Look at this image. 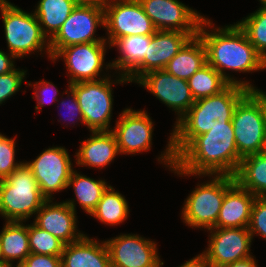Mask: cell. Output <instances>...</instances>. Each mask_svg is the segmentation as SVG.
<instances>
[{
	"label": "cell",
	"mask_w": 266,
	"mask_h": 267,
	"mask_svg": "<svg viewBox=\"0 0 266 267\" xmlns=\"http://www.w3.org/2000/svg\"><path fill=\"white\" fill-rule=\"evenodd\" d=\"M107 44L109 45L108 42H89L69 45L60 49L51 60L54 63L59 58L64 60L69 75L68 84L100 80L107 76L106 73L101 75L103 68L106 71L112 70L111 63L105 65L104 62L106 47L110 49Z\"/></svg>",
	"instance_id": "9c48e42d"
},
{
	"label": "cell",
	"mask_w": 266,
	"mask_h": 267,
	"mask_svg": "<svg viewBox=\"0 0 266 267\" xmlns=\"http://www.w3.org/2000/svg\"><path fill=\"white\" fill-rule=\"evenodd\" d=\"M111 267H162L156 242L138 234H120L105 241Z\"/></svg>",
	"instance_id": "5bb4252c"
},
{
	"label": "cell",
	"mask_w": 266,
	"mask_h": 267,
	"mask_svg": "<svg viewBox=\"0 0 266 267\" xmlns=\"http://www.w3.org/2000/svg\"><path fill=\"white\" fill-rule=\"evenodd\" d=\"M75 0H40L33 11L42 33L50 40L77 6Z\"/></svg>",
	"instance_id": "4316f807"
},
{
	"label": "cell",
	"mask_w": 266,
	"mask_h": 267,
	"mask_svg": "<svg viewBox=\"0 0 266 267\" xmlns=\"http://www.w3.org/2000/svg\"><path fill=\"white\" fill-rule=\"evenodd\" d=\"M3 262H5V261H4V258L2 256V251H1V246H0V263H3Z\"/></svg>",
	"instance_id": "f6af8a7d"
},
{
	"label": "cell",
	"mask_w": 266,
	"mask_h": 267,
	"mask_svg": "<svg viewBox=\"0 0 266 267\" xmlns=\"http://www.w3.org/2000/svg\"><path fill=\"white\" fill-rule=\"evenodd\" d=\"M236 23L266 61V7L260 6L257 11Z\"/></svg>",
	"instance_id": "4dcf8cb0"
},
{
	"label": "cell",
	"mask_w": 266,
	"mask_h": 267,
	"mask_svg": "<svg viewBox=\"0 0 266 267\" xmlns=\"http://www.w3.org/2000/svg\"><path fill=\"white\" fill-rule=\"evenodd\" d=\"M15 266L16 267H26V265L24 263H17ZM12 267H14L13 264H12Z\"/></svg>",
	"instance_id": "bcb514c9"
},
{
	"label": "cell",
	"mask_w": 266,
	"mask_h": 267,
	"mask_svg": "<svg viewBox=\"0 0 266 267\" xmlns=\"http://www.w3.org/2000/svg\"><path fill=\"white\" fill-rule=\"evenodd\" d=\"M136 83L143 86L178 115L174 125L195 102L188 81L168 73L165 69L150 71Z\"/></svg>",
	"instance_id": "9a60e30c"
},
{
	"label": "cell",
	"mask_w": 266,
	"mask_h": 267,
	"mask_svg": "<svg viewBox=\"0 0 266 267\" xmlns=\"http://www.w3.org/2000/svg\"><path fill=\"white\" fill-rule=\"evenodd\" d=\"M90 138L81 142L76 152L77 166L103 169L120 154L112 131H91Z\"/></svg>",
	"instance_id": "7402d4cb"
},
{
	"label": "cell",
	"mask_w": 266,
	"mask_h": 267,
	"mask_svg": "<svg viewBox=\"0 0 266 267\" xmlns=\"http://www.w3.org/2000/svg\"><path fill=\"white\" fill-rule=\"evenodd\" d=\"M108 186L109 184L105 180H95L80 172L78 173L77 170L74 169L67 187H73L76 199H67L65 202L76 212L75 202L77 201L82 210L91 215Z\"/></svg>",
	"instance_id": "d4e9b609"
},
{
	"label": "cell",
	"mask_w": 266,
	"mask_h": 267,
	"mask_svg": "<svg viewBox=\"0 0 266 267\" xmlns=\"http://www.w3.org/2000/svg\"><path fill=\"white\" fill-rule=\"evenodd\" d=\"M76 212L65 202L46 200L36 212L34 223L41 229L69 244L85 234L78 231Z\"/></svg>",
	"instance_id": "d6986e66"
},
{
	"label": "cell",
	"mask_w": 266,
	"mask_h": 267,
	"mask_svg": "<svg viewBox=\"0 0 266 267\" xmlns=\"http://www.w3.org/2000/svg\"><path fill=\"white\" fill-rule=\"evenodd\" d=\"M210 181L197 184L185 199L181 217L192 228L211 229L217 223L226 191L236 182L234 176L209 175Z\"/></svg>",
	"instance_id": "52a82bcc"
},
{
	"label": "cell",
	"mask_w": 266,
	"mask_h": 267,
	"mask_svg": "<svg viewBox=\"0 0 266 267\" xmlns=\"http://www.w3.org/2000/svg\"><path fill=\"white\" fill-rule=\"evenodd\" d=\"M225 267H258L257 261L254 256L235 261Z\"/></svg>",
	"instance_id": "ab89813d"
},
{
	"label": "cell",
	"mask_w": 266,
	"mask_h": 267,
	"mask_svg": "<svg viewBox=\"0 0 266 267\" xmlns=\"http://www.w3.org/2000/svg\"><path fill=\"white\" fill-rule=\"evenodd\" d=\"M187 81L195 100L218 94L230 84L209 64L204 65Z\"/></svg>",
	"instance_id": "f546056e"
},
{
	"label": "cell",
	"mask_w": 266,
	"mask_h": 267,
	"mask_svg": "<svg viewBox=\"0 0 266 267\" xmlns=\"http://www.w3.org/2000/svg\"><path fill=\"white\" fill-rule=\"evenodd\" d=\"M105 26L104 7L78 4L58 32L49 40L51 58L62 48L81 43L107 42L96 37L98 27Z\"/></svg>",
	"instance_id": "30bf717a"
},
{
	"label": "cell",
	"mask_w": 266,
	"mask_h": 267,
	"mask_svg": "<svg viewBox=\"0 0 266 267\" xmlns=\"http://www.w3.org/2000/svg\"><path fill=\"white\" fill-rule=\"evenodd\" d=\"M208 231V247L200 253L206 267H225L253 256L250 252L253 238L248 227L211 228Z\"/></svg>",
	"instance_id": "7c38bea8"
},
{
	"label": "cell",
	"mask_w": 266,
	"mask_h": 267,
	"mask_svg": "<svg viewBox=\"0 0 266 267\" xmlns=\"http://www.w3.org/2000/svg\"><path fill=\"white\" fill-rule=\"evenodd\" d=\"M46 200L26 162L0 180V215L5 221L26 222Z\"/></svg>",
	"instance_id": "277c9868"
},
{
	"label": "cell",
	"mask_w": 266,
	"mask_h": 267,
	"mask_svg": "<svg viewBox=\"0 0 266 267\" xmlns=\"http://www.w3.org/2000/svg\"><path fill=\"white\" fill-rule=\"evenodd\" d=\"M61 267H111L106 242L84 235L75 242L65 244Z\"/></svg>",
	"instance_id": "ffe728a7"
},
{
	"label": "cell",
	"mask_w": 266,
	"mask_h": 267,
	"mask_svg": "<svg viewBox=\"0 0 266 267\" xmlns=\"http://www.w3.org/2000/svg\"><path fill=\"white\" fill-rule=\"evenodd\" d=\"M178 267H206V265L204 264L202 256L199 254Z\"/></svg>",
	"instance_id": "60d3db41"
},
{
	"label": "cell",
	"mask_w": 266,
	"mask_h": 267,
	"mask_svg": "<svg viewBox=\"0 0 266 267\" xmlns=\"http://www.w3.org/2000/svg\"><path fill=\"white\" fill-rule=\"evenodd\" d=\"M29 247L33 254L61 256L64 243L34 222L28 224Z\"/></svg>",
	"instance_id": "1f68e13d"
},
{
	"label": "cell",
	"mask_w": 266,
	"mask_h": 267,
	"mask_svg": "<svg viewBox=\"0 0 266 267\" xmlns=\"http://www.w3.org/2000/svg\"><path fill=\"white\" fill-rule=\"evenodd\" d=\"M0 246L5 262L23 263L31 253L29 247L28 225L23 222L6 221L0 232Z\"/></svg>",
	"instance_id": "484cf974"
},
{
	"label": "cell",
	"mask_w": 266,
	"mask_h": 267,
	"mask_svg": "<svg viewBox=\"0 0 266 267\" xmlns=\"http://www.w3.org/2000/svg\"><path fill=\"white\" fill-rule=\"evenodd\" d=\"M262 155L266 156V130L264 133V141H263V146L260 152Z\"/></svg>",
	"instance_id": "7bdbcfd3"
},
{
	"label": "cell",
	"mask_w": 266,
	"mask_h": 267,
	"mask_svg": "<svg viewBox=\"0 0 266 267\" xmlns=\"http://www.w3.org/2000/svg\"><path fill=\"white\" fill-rule=\"evenodd\" d=\"M117 119L111 131L120 154L135 155L151 149L154 123L146 110L125 108Z\"/></svg>",
	"instance_id": "2e32d148"
},
{
	"label": "cell",
	"mask_w": 266,
	"mask_h": 267,
	"mask_svg": "<svg viewBox=\"0 0 266 267\" xmlns=\"http://www.w3.org/2000/svg\"><path fill=\"white\" fill-rule=\"evenodd\" d=\"M30 85L34 87V95L37 101V105L35 106L36 113L38 111H41V108L44 107V103L50 104L55 101L59 102L56 96L57 94H59V91L55 88V85L52 82L40 80L39 82H35L34 84H31V82H29L28 86ZM51 92L52 94H50ZM48 94L52 96L48 98Z\"/></svg>",
	"instance_id": "d590c367"
},
{
	"label": "cell",
	"mask_w": 266,
	"mask_h": 267,
	"mask_svg": "<svg viewBox=\"0 0 266 267\" xmlns=\"http://www.w3.org/2000/svg\"><path fill=\"white\" fill-rule=\"evenodd\" d=\"M232 125L238 154L261 152L266 130V92L250 90L236 105Z\"/></svg>",
	"instance_id": "8992f818"
},
{
	"label": "cell",
	"mask_w": 266,
	"mask_h": 267,
	"mask_svg": "<svg viewBox=\"0 0 266 267\" xmlns=\"http://www.w3.org/2000/svg\"><path fill=\"white\" fill-rule=\"evenodd\" d=\"M207 64L206 49L201 38L191 37L164 68L168 73L188 80Z\"/></svg>",
	"instance_id": "603a6c76"
},
{
	"label": "cell",
	"mask_w": 266,
	"mask_h": 267,
	"mask_svg": "<svg viewBox=\"0 0 266 267\" xmlns=\"http://www.w3.org/2000/svg\"><path fill=\"white\" fill-rule=\"evenodd\" d=\"M27 70L15 68L9 73L0 75V105L21 89Z\"/></svg>",
	"instance_id": "836d02e7"
},
{
	"label": "cell",
	"mask_w": 266,
	"mask_h": 267,
	"mask_svg": "<svg viewBox=\"0 0 266 267\" xmlns=\"http://www.w3.org/2000/svg\"><path fill=\"white\" fill-rule=\"evenodd\" d=\"M129 212L128 202L125 197L109 185L90 216L104 224L114 226L128 219Z\"/></svg>",
	"instance_id": "f1b7e54d"
},
{
	"label": "cell",
	"mask_w": 266,
	"mask_h": 267,
	"mask_svg": "<svg viewBox=\"0 0 266 267\" xmlns=\"http://www.w3.org/2000/svg\"><path fill=\"white\" fill-rule=\"evenodd\" d=\"M250 90L229 84L224 90L213 96L195 100L187 113L174 125L165 151L158 157L171 170L175 158L199 135L214 127L233 126L232 117L238 102Z\"/></svg>",
	"instance_id": "6da1fadb"
},
{
	"label": "cell",
	"mask_w": 266,
	"mask_h": 267,
	"mask_svg": "<svg viewBox=\"0 0 266 267\" xmlns=\"http://www.w3.org/2000/svg\"><path fill=\"white\" fill-rule=\"evenodd\" d=\"M15 147V137L8 138L0 133V180L5 179L22 164V161L15 162Z\"/></svg>",
	"instance_id": "d6a6232c"
},
{
	"label": "cell",
	"mask_w": 266,
	"mask_h": 267,
	"mask_svg": "<svg viewBox=\"0 0 266 267\" xmlns=\"http://www.w3.org/2000/svg\"><path fill=\"white\" fill-rule=\"evenodd\" d=\"M107 75L96 81L68 84L76 94L84 124L90 132L112 130V127L110 128L113 114L112 85L129 83L128 78L123 75L118 74L115 80H111V75Z\"/></svg>",
	"instance_id": "ba28073f"
},
{
	"label": "cell",
	"mask_w": 266,
	"mask_h": 267,
	"mask_svg": "<svg viewBox=\"0 0 266 267\" xmlns=\"http://www.w3.org/2000/svg\"><path fill=\"white\" fill-rule=\"evenodd\" d=\"M197 34L157 30L151 35L144 60L127 76L128 81L136 83L146 73L164 69L182 46Z\"/></svg>",
	"instance_id": "ac0fdd59"
},
{
	"label": "cell",
	"mask_w": 266,
	"mask_h": 267,
	"mask_svg": "<svg viewBox=\"0 0 266 267\" xmlns=\"http://www.w3.org/2000/svg\"><path fill=\"white\" fill-rule=\"evenodd\" d=\"M0 12L9 53L17 59L46 50L51 60L49 40L34 12H26L8 0H0Z\"/></svg>",
	"instance_id": "5b68a950"
},
{
	"label": "cell",
	"mask_w": 266,
	"mask_h": 267,
	"mask_svg": "<svg viewBox=\"0 0 266 267\" xmlns=\"http://www.w3.org/2000/svg\"><path fill=\"white\" fill-rule=\"evenodd\" d=\"M0 267H12V263L3 262V263H0Z\"/></svg>",
	"instance_id": "ee69618b"
},
{
	"label": "cell",
	"mask_w": 266,
	"mask_h": 267,
	"mask_svg": "<svg viewBox=\"0 0 266 267\" xmlns=\"http://www.w3.org/2000/svg\"><path fill=\"white\" fill-rule=\"evenodd\" d=\"M104 7L106 41L131 35H153L155 29L139 0H108Z\"/></svg>",
	"instance_id": "8fae6325"
},
{
	"label": "cell",
	"mask_w": 266,
	"mask_h": 267,
	"mask_svg": "<svg viewBox=\"0 0 266 267\" xmlns=\"http://www.w3.org/2000/svg\"><path fill=\"white\" fill-rule=\"evenodd\" d=\"M151 35H131L116 39L111 45L117 47L120 56L111 63L112 70L127 77L145 58Z\"/></svg>",
	"instance_id": "cb8c5ba5"
},
{
	"label": "cell",
	"mask_w": 266,
	"mask_h": 267,
	"mask_svg": "<svg viewBox=\"0 0 266 267\" xmlns=\"http://www.w3.org/2000/svg\"><path fill=\"white\" fill-rule=\"evenodd\" d=\"M16 59L11 53L4 52L0 49V75L11 72L15 69Z\"/></svg>",
	"instance_id": "f35d334b"
},
{
	"label": "cell",
	"mask_w": 266,
	"mask_h": 267,
	"mask_svg": "<svg viewBox=\"0 0 266 267\" xmlns=\"http://www.w3.org/2000/svg\"><path fill=\"white\" fill-rule=\"evenodd\" d=\"M156 30L198 33L205 16L179 0H139Z\"/></svg>",
	"instance_id": "e0dca14e"
},
{
	"label": "cell",
	"mask_w": 266,
	"mask_h": 267,
	"mask_svg": "<svg viewBox=\"0 0 266 267\" xmlns=\"http://www.w3.org/2000/svg\"><path fill=\"white\" fill-rule=\"evenodd\" d=\"M77 4H83V5H96L103 7L108 0H75Z\"/></svg>",
	"instance_id": "b9f144b4"
},
{
	"label": "cell",
	"mask_w": 266,
	"mask_h": 267,
	"mask_svg": "<svg viewBox=\"0 0 266 267\" xmlns=\"http://www.w3.org/2000/svg\"><path fill=\"white\" fill-rule=\"evenodd\" d=\"M234 178L256 197H266V156L257 153L243 157Z\"/></svg>",
	"instance_id": "83f0119b"
},
{
	"label": "cell",
	"mask_w": 266,
	"mask_h": 267,
	"mask_svg": "<svg viewBox=\"0 0 266 267\" xmlns=\"http://www.w3.org/2000/svg\"><path fill=\"white\" fill-rule=\"evenodd\" d=\"M261 6L266 7V0H259Z\"/></svg>",
	"instance_id": "7dc6e473"
},
{
	"label": "cell",
	"mask_w": 266,
	"mask_h": 267,
	"mask_svg": "<svg viewBox=\"0 0 266 267\" xmlns=\"http://www.w3.org/2000/svg\"><path fill=\"white\" fill-rule=\"evenodd\" d=\"M65 93L67 94V98L69 100H68V102H67V100H65V101L62 100L60 103H61V106L63 105L65 107L64 110L67 109V111H68L67 113L69 116H68V118L65 117L66 119L64 121H66V120L72 121V123L74 124L73 126H75V122L73 120L75 118H77L76 120H79L80 124L82 123V125H83L84 124V117H83L82 111L80 109V106L78 104L76 94L74 93V91L70 87H69V89H67L65 91ZM70 97H71V99H70Z\"/></svg>",
	"instance_id": "8d00e7d4"
},
{
	"label": "cell",
	"mask_w": 266,
	"mask_h": 267,
	"mask_svg": "<svg viewBox=\"0 0 266 267\" xmlns=\"http://www.w3.org/2000/svg\"><path fill=\"white\" fill-rule=\"evenodd\" d=\"M256 196L235 182L225 193L213 228H246Z\"/></svg>",
	"instance_id": "44dd1931"
},
{
	"label": "cell",
	"mask_w": 266,
	"mask_h": 267,
	"mask_svg": "<svg viewBox=\"0 0 266 267\" xmlns=\"http://www.w3.org/2000/svg\"><path fill=\"white\" fill-rule=\"evenodd\" d=\"M242 157L235 144L233 126H218L197 136L176 158L170 170L179 176H234Z\"/></svg>",
	"instance_id": "3957f363"
},
{
	"label": "cell",
	"mask_w": 266,
	"mask_h": 267,
	"mask_svg": "<svg viewBox=\"0 0 266 267\" xmlns=\"http://www.w3.org/2000/svg\"><path fill=\"white\" fill-rule=\"evenodd\" d=\"M23 263L26 267H61V256L30 253Z\"/></svg>",
	"instance_id": "74e56055"
},
{
	"label": "cell",
	"mask_w": 266,
	"mask_h": 267,
	"mask_svg": "<svg viewBox=\"0 0 266 267\" xmlns=\"http://www.w3.org/2000/svg\"><path fill=\"white\" fill-rule=\"evenodd\" d=\"M71 161L68 149L62 146L49 147L33 161H26L39 184L41 194L47 200L53 199L54 192L68 188V181L74 170Z\"/></svg>",
	"instance_id": "4fadbf2b"
},
{
	"label": "cell",
	"mask_w": 266,
	"mask_h": 267,
	"mask_svg": "<svg viewBox=\"0 0 266 267\" xmlns=\"http://www.w3.org/2000/svg\"><path fill=\"white\" fill-rule=\"evenodd\" d=\"M248 230L252 236L255 234L266 240V197H256L252 209Z\"/></svg>",
	"instance_id": "e575fe53"
},
{
	"label": "cell",
	"mask_w": 266,
	"mask_h": 267,
	"mask_svg": "<svg viewBox=\"0 0 266 267\" xmlns=\"http://www.w3.org/2000/svg\"><path fill=\"white\" fill-rule=\"evenodd\" d=\"M213 25L208 17H204L197 34L204 43L207 64L230 84H238L249 90H259L250 82L234 79L225 71L232 70L240 73L261 71L266 69L264 58L256 51L237 23L217 28Z\"/></svg>",
	"instance_id": "7a4b0ae2"
}]
</instances>
